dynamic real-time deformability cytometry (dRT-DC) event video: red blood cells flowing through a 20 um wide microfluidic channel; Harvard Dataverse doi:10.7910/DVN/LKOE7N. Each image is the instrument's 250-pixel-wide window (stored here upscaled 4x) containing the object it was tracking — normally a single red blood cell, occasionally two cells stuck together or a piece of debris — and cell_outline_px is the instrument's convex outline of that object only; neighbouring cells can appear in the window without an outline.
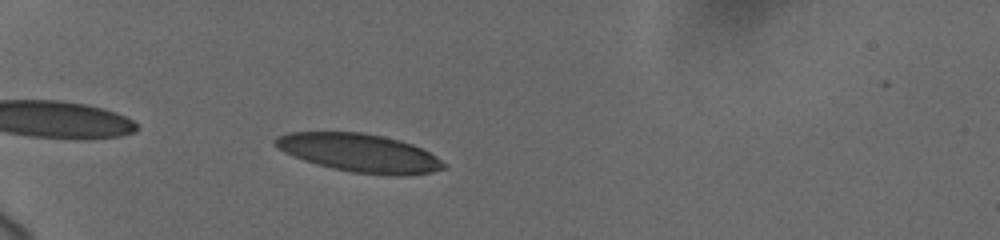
{"species": "human", "species_latin": "Homo sapiens", "temperature_condition": "cold", "stored_images_in_passage": 8, "camera_frame_rate_fps": 3000, "um_per_image_px": 0.085, "donor": {"sex": "female"}, "frame": {"image": 1, "passage_image": 3, "time_ms": 0.667, "image_size_px": [1000, 240], "cell_outline_px": [[448, 168], [432, 172], [400, 176], [388, 176], [352, 172], [332, 168], [316, 164], [304, 160], [284, 152], [272, 144], [272, 140], [276, 136], [288, 132], [364, 132], [384, 136], [400, 140], [412, 144], [436, 156], [448, 164]], "centroid_in_image_um": [30.56, 13.0], "position_along_channel_um": 54.4, "area_um2": 37.97}}
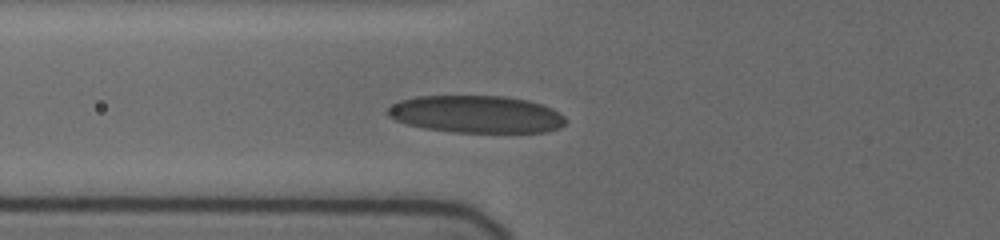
{"frame": {"image": 2, "passage_image": 7, "time_ms": 2.333, "image_size_px": [1000, 240], "cell_outline_px": [[564, 124], [560, 128], [548, 132], [452, 132], [424, 128], [408, 124], [396, 120], [388, 116], [384, 112], [392, 104], [400, 100], [416, 96], [504, 96], [528, 100], [552, 108], [564, 116]], "centroid_in_image_um": [40.46, 9.71], "position_along_channel_um": 85.3, "area_um2": 38.78}}